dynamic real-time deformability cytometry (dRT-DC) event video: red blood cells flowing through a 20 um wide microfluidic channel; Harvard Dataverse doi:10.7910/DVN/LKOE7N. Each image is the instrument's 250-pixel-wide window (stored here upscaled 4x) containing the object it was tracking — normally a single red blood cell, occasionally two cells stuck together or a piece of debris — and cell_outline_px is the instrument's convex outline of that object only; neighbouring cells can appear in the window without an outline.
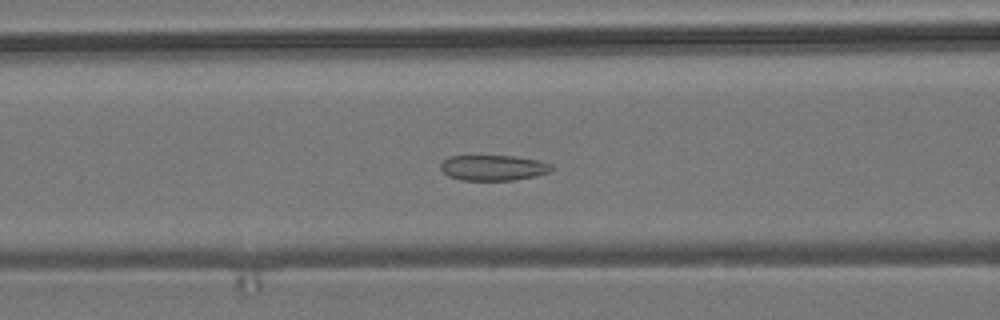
{"species": "common noctule bat (a hibernating species)", "species_latin": "Nyctalus noctula", "temperature_condition": "room temperature", "stored_images_in_passage": 56, "camera_frame_rate_fps": 3000, "um_per_image_px": 0.085, "animal": {"sex": "male", "body_mass_g": 19.2, "forearm_length_mm": 51.8}, "frame": {"image": 1, "passage_image": 23, "time_ms": 7.333, "image_size_px": [1000, 320], "cell_outline_px": [[552, 172], [536, 176], [512, 180], [460, 180], [448, 176], [440, 168], [440, 164], [448, 156], [516, 156], [536, 160], [552, 164]], "centroid_in_image_um": [41.93, 14.26], "position_along_channel_um": 124.7, "area_um2": 16.53}}
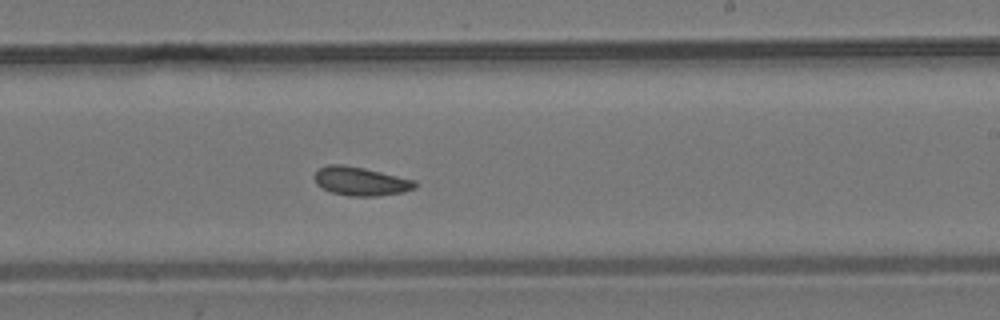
{"frame": {"image": 2, "passage_image": 34, "time_ms": 11.0, "image_size_px": [1000, 320], "cell_outline_px": [[416, 188], [404, 192], [376, 196], [348, 196], [332, 192], [316, 184], [312, 176], [320, 168], [328, 164], [344, 164], [364, 168], [416, 180]], "centroid_in_image_um": [30.65, 15.4], "position_along_channel_um": 258.3, "area_um2": 16.88}}
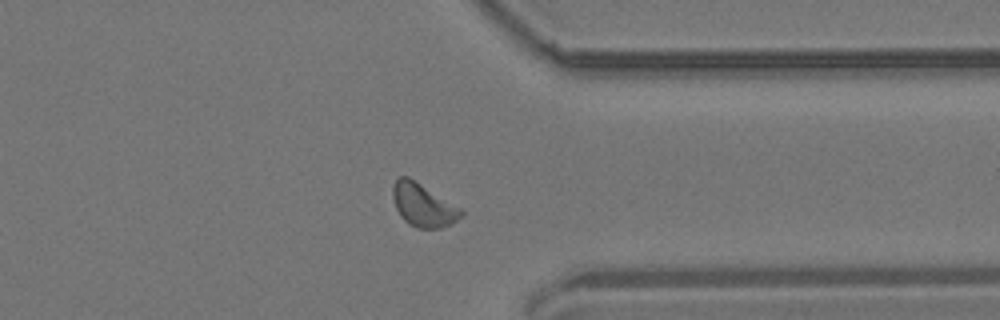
{"frame": {"image": 3, "passage_image": 44, "time_ms": 14.333, "image_size_px": [1000, 320], "cell_outline_px": [[464, 216], [452, 224], [440, 228], [416, 228], [408, 224], [400, 216], [396, 208], [392, 196], [392, 184], [400, 176], [408, 176], [464, 208]], "centroid_in_image_um": [36.01, 17.43], "position_along_channel_um": 375.4, "area_um2": 17.69}, "authors_computed_cell_mechanics": {"area_um2": 16.9643, "velocity_mm_per_s": 3.6585, "shape_relaxation_time_tau1_ms": null, "shape_relaxation_time_tau2_ms": 1.8868, "deformation_change_tau1": null, "deformation_change_tau2": 0.0649}}